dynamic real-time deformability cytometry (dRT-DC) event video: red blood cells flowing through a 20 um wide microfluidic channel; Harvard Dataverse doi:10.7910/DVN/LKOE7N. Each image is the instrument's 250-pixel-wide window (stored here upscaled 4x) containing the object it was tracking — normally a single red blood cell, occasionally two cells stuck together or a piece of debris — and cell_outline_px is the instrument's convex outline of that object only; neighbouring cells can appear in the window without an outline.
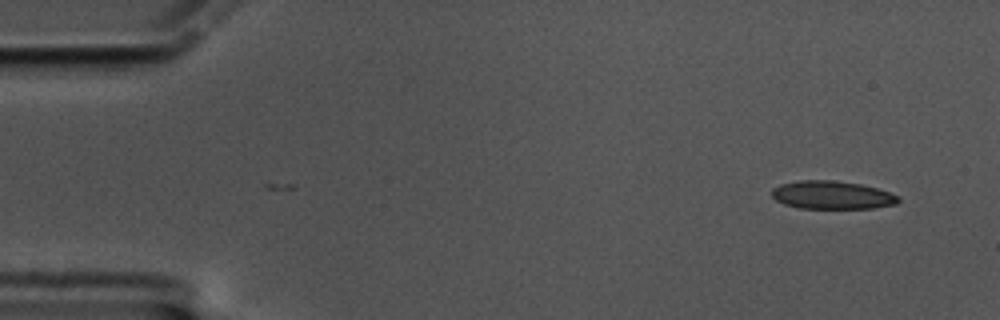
{"species": "common noctule bat (a hibernating species)", "species_latin": "Nyctalus noctula", "temperature_condition": "cold", "stored_images_in_passage": 8, "camera_frame_rate_fps": 3000, "um_per_image_px": 0.085, "animal": {"sex": "male", "body_mass_g": 17.5, "forearm_length_mm": 52.3}, "frame": {"image": 1, "passage_image": 8, "time_ms": 2.333, "image_size_px": [1000, 320], "cell_outline_px": [[900, 200], [896, 204], [872, 208], [800, 208], [784, 204], [776, 200], [772, 196], [772, 188], [780, 184], [800, 180], [832, 180], [860, 184], [876, 188], [900, 196]], "centroid_in_image_um": [70.71, 16.58], "position_along_channel_um": 14.3, "area_um2": 20.69}}